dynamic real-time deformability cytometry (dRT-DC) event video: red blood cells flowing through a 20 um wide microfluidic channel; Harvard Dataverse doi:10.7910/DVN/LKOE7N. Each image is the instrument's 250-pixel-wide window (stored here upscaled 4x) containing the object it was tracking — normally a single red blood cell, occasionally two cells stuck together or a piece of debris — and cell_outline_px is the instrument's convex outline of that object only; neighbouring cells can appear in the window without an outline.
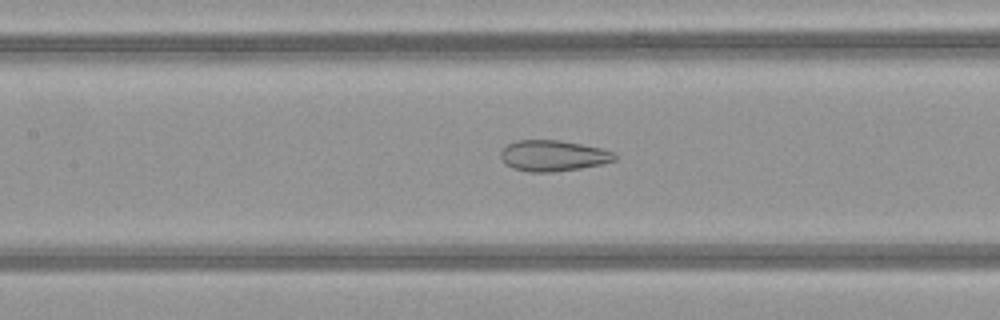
{"species": "common noctule bat (a hibernating species)", "species_latin": "Nyctalus noctula", "temperature_condition": "warm", "stored_images_in_passage": 32, "camera_frame_rate_fps": 3000, "um_per_image_px": 0.085, "animal": {"sex": "female", "body_mass_g": 21.9}, "frame": {"image": 1, "passage_image": 12, "time_ms": 3.667, "image_size_px": [1000, 320], "cell_outline_px": [[616, 160], [604, 164], [580, 168], [552, 172], [528, 172], [512, 168], [504, 164], [500, 156], [500, 152], [508, 144], [516, 140], [560, 140], [600, 148], [616, 152]], "centroid_in_image_um": [47.01, 13.24], "position_along_channel_um": 160.4, "area_um2": 20.69}}
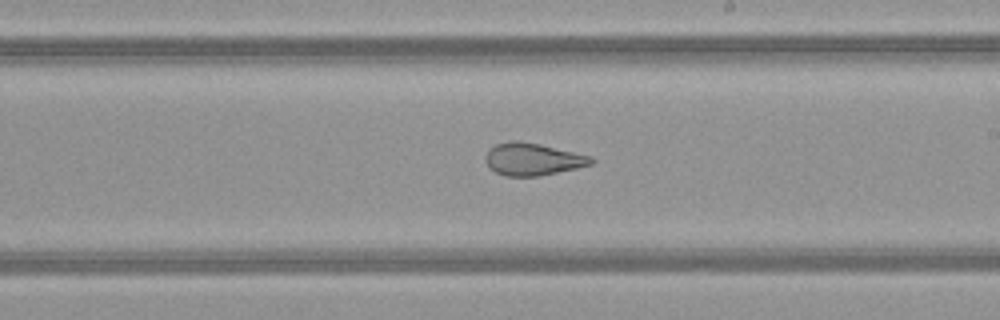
{"frame": {"image": 2, "passage_image": 18, "time_ms": 5.667, "image_size_px": [1000, 320], "cell_outline_px": [[596, 160], [592, 164], [576, 168], [536, 176], [508, 176], [496, 172], [484, 160], [484, 156], [488, 148], [496, 144], [512, 140], [516, 140], [540, 144], [592, 156]], "centroid_in_image_um": [45.27, 13.51], "position_along_channel_um": 243.7, "area_um2": 19.83}}
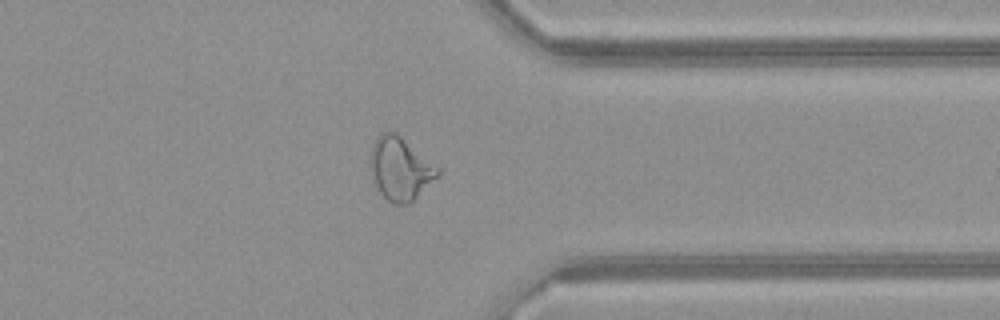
{"frame": {"image": 3, "passage_image": 28, "time_ms": 9.0, "image_size_px": [1000, 320], "cell_outline_px": [[440, 176], [408, 204], [396, 204], [388, 200], [380, 192], [376, 184], [368, 164], [372, 144], [380, 132], [388, 128], [396, 132], [440, 168]], "centroid_in_image_um": [34.01, 14.29], "position_along_channel_um": 377.4, "area_um2": 24.97}, "authors_computed_cell_mechanics": {"area_um2": 20.808, "velocity_mm_per_s": 4.1709, "shape_relaxation_time_tau1_ms": null, "shape_relaxation_time_tau2_ms": 1.4233, "deformation_change_tau1": null, "deformation_change_tau2": 0.0922}}